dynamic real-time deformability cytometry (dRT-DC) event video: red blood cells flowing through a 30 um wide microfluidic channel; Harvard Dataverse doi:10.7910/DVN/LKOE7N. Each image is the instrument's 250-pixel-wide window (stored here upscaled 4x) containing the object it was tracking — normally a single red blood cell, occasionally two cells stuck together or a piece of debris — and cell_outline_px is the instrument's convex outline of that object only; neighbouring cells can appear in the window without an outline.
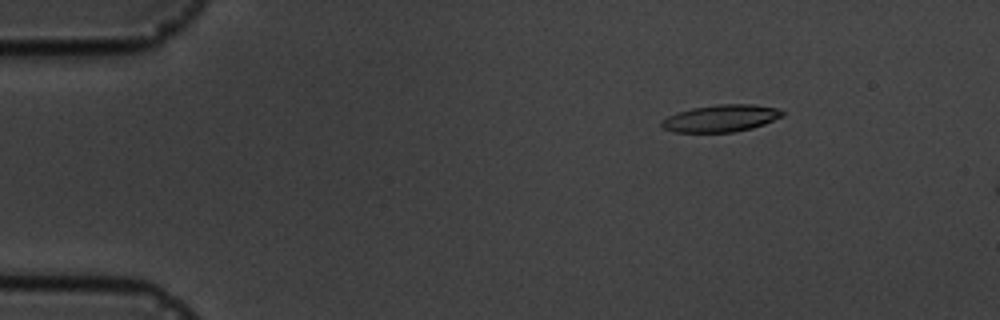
{"species": "common noctule bat (a hibernating species)", "species_latin": "Nyctalus noctula", "temperature_condition": "cold", "stored_images_in_passage": 3, "camera_frame_rate_fps": 3000, "um_per_image_px": 0.085, "animal": {"sex": "male", "body_mass_g": 19.5, "forearm_length_mm": 54.6}, "frame": {"image": 1, "passage_image": 1, "time_ms": 0.0, "image_size_px": [1000, 320], "cell_outline_px": [[784, 116], [764, 124], [752, 128], [732, 132], [672, 132], [664, 128], [660, 124], [660, 120], [676, 112], [692, 108], [716, 104], [756, 104], [776, 108], [784, 112]], "centroid_in_image_um": [61.26, 10.05], "position_along_channel_um": 23.7, "area_um2": 19.19}}